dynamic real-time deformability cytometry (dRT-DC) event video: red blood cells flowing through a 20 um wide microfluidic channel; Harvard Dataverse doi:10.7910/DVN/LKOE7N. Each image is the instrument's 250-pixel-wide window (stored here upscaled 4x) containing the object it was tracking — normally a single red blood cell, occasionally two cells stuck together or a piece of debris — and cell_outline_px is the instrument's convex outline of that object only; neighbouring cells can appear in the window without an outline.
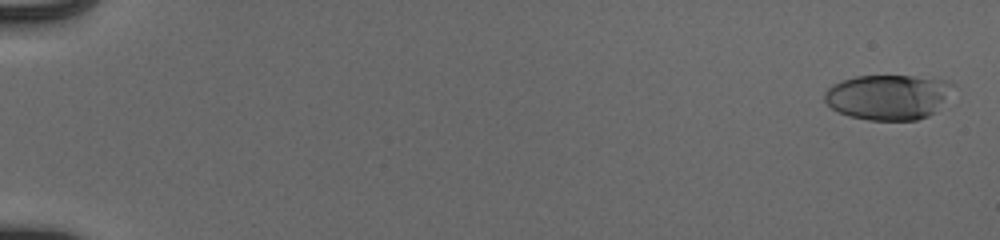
{"species": "human", "species_latin": "Homo sapiens", "temperature_condition": "cold", "stored_images_in_passage": 55, "camera_frame_rate_fps": 3000, "um_per_image_px": 0.085, "donor": {"sex": "male"}, "frame": {"image": 1, "passage_image": 2, "time_ms": 0.333, "image_size_px": [1000, 240], "cell_outline_px": [[956, 84], [932, 112], [928, 116], [916, 120], [868, 120], [848, 116], [832, 108], [824, 100], [824, 92], [832, 84], [856, 76], [912, 76], [948, 80]], "centroid_in_image_um": [75.44, 8.24], "position_along_channel_um": 9.6, "area_um2": 33.41}}
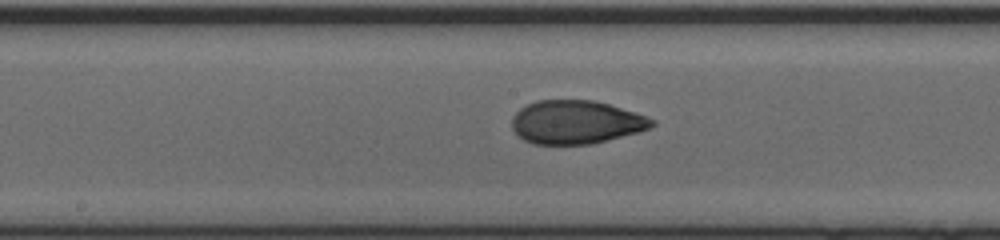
{"frame": {"image": 2, "passage_image": 31, "time_ms": 10.0, "image_size_px": [1000, 240], "cell_outline_px": [[656, 124], [648, 128], [636, 132], [592, 144], [532, 144], [516, 136], [512, 128], [512, 116], [520, 108], [536, 100], [592, 100], [608, 104], [656, 120]], "centroid_in_image_um": [48.89, 10.39], "position_along_channel_um": 199.3, "area_um2": 35.26}}
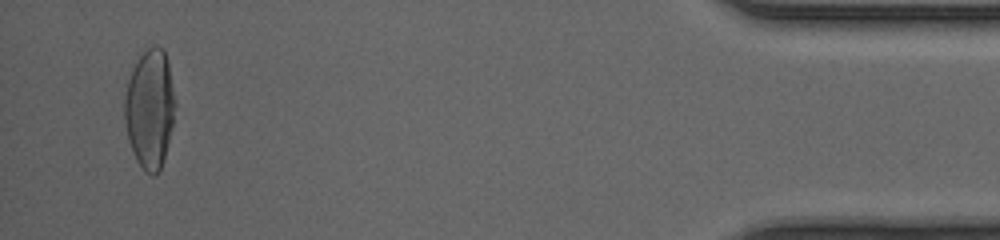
{"frame": {"image": 3, "passage_image": 53, "time_ms": 17.333, "image_size_px": [1000, 240], "cell_outline_px": [[176, 104], [172, 124], [164, 156], [160, 168], [152, 176], [144, 172], [136, 160], [128, 140], [124, 116], [124, 100], [128, 80], [140, 56], [148, 48], [156, 44], [164, 48], [168, 64]], "centroid_in_image_um": [12.73, 9.24], "position_along_channel_um": 422.5, "area_um2": 34.74}, "authors_computed_cell_mechanics": {"area_um2": 34.4488, "velocity_mm_per_s": 3.9602, "shape_relaxation_time_tau1_ms": 4.8688, "shape_relaxation_time_tau2_ms": 1.2155, "deformation_change_tau1": 0.2211, "deformation_change_tau2": 0.0536}}